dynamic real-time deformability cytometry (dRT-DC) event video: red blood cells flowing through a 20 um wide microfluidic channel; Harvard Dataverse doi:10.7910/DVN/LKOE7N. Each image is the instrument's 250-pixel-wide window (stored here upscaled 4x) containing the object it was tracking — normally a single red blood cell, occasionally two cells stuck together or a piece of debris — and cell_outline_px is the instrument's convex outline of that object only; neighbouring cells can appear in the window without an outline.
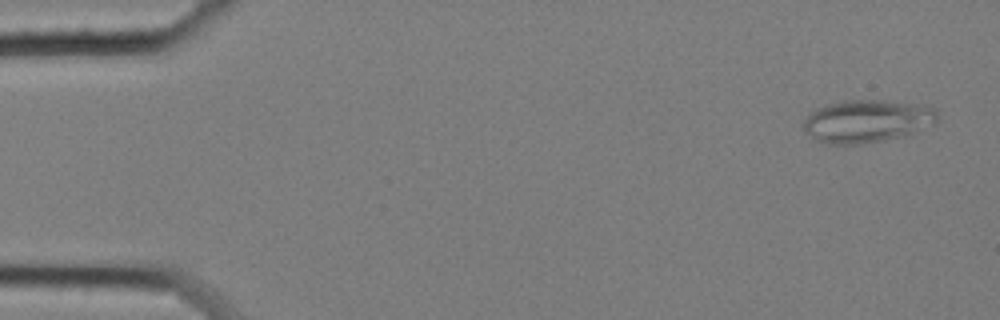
{"species": "common noctule bat (a hibernating species)", "species_latin": "Nyctalus noctula", "temperature_condition": "cold", "stored_images_in_passage": 58, "camera_frame_rate_fps": 3000, "um_per_image_px": 0.085, "animal": {"sex": "female", "body_mass_g": 25.1}, "frame": {"image": 1, "passage_image": 3, "time_ms": 0.667, "image_size_px": [1000, 320], "cell_outline_px": [[936, 120], [932, 124], [884, 140], [860, 144], [828, 144], [816, 140], [804, 128], [804, 120], [816, 108], [828, 104], [844, 100], [876, 100], [932, 108], [936, 112]], "centroid_in_image_um": [73.57, 10.3], "position_along_channel_um": 11.4, "area_um2": 31.91}}
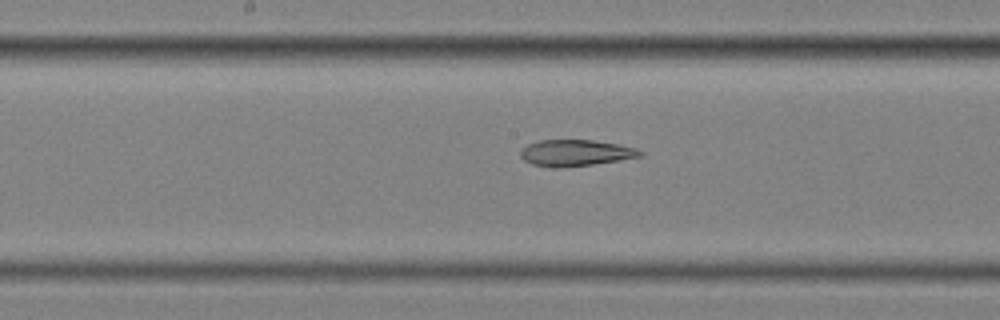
{"frame": {"image": 2, "passage_image": 30, "time_ms": 9.667, "image_size_px": [1000, 320], "cell_outline_px": [[644, 156], [592, 164], [560, 168], [548, 168], [532, 164], [524, 160], [520, 156], [520, 152], [528, 144], [540, 140], [592, 140], [616, 144], [636, 148], [644, 152]], "centroid_in_image_um": [48.91, 13.0], "position_along_channel_um": 199.3, "area_um2": 18.32}}
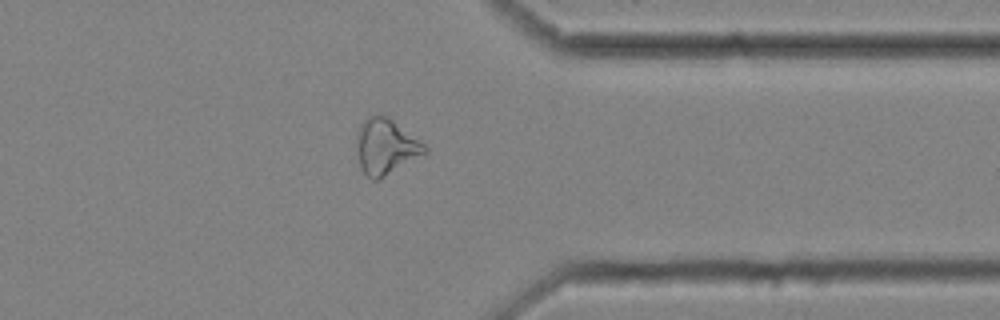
{"frame": {"image": 3, "passage_image": 46, "time_ms": 15.0, "image_size_px": [1000, 320], "cell_outline_px": [[428, 152], [380, 180], [372, 180], [360, 168], [356, 148], [356, 132], [360, 124], [368, 116], [388, 116], [424, 144], [428, 148]], "centroid_in_image_um": [32.77, 12.49], "position_along_channel_um": 378.6, "area_um2": 22.2}, "authors_computed_cell_mechanics": {"area_um2": 23.0911, "velocity_mm_per_s": 3.4716, "shape_relaxation_time_tau1_ms": null, "shape_relaxation_time_tau2_ms": 3.988, "deformation_change_tau1": null, "deformation_change_tau2": 0.1197}}